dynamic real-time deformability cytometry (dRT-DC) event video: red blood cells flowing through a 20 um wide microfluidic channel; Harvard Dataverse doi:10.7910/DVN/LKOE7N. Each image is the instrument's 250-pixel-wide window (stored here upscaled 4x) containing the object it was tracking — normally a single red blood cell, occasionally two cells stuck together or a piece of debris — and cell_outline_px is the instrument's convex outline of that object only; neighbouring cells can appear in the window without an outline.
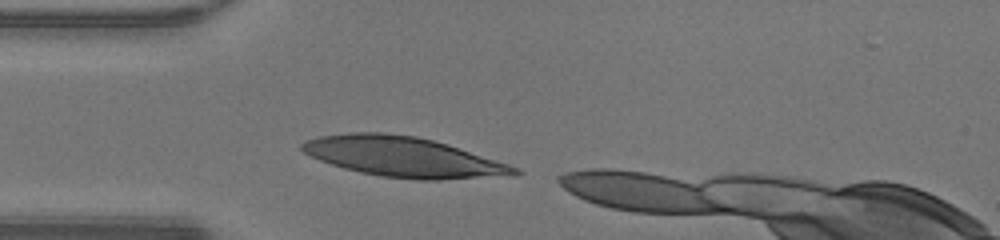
{"species": "human", "species_latin": "Homo sapiens", "temperature_condition": "warm", "stored_images_in_passage": 6, "camera_frame_rate_fps": 3000, "um_per_image_px": 0.085, "donor": {"sex": "male"}, "frame": {"image": 1, "passage_image": 1, "time_ms": 0.0, "image_size_px": [1000, 240], "cell_outline_px": [[524, 172], [516, 176], [440, 180], [416, 180], [380, 176], [360, 172], [344, 168], [320, 160], [304, 152], [300, 148], [300, 144], [304, 140], [320, 136], [352, 132], [380, 132], [416, 136], [448, 144], [520, 168]], "centroid_in_image_um": [34.34, 13.35], "position_along_channel_um": 50.7, "area_um2": 49.88}}
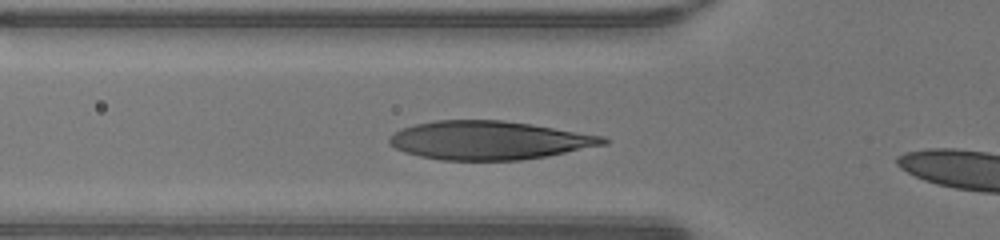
{"frame": {"image": 2, "passage_image": 4, "time_ms": 1.0, "image_size_px": [1000, 240], "cell_outline_px": [[608, 144], [544, 156], [520, 160], [440, 160], [420, 156], [404, 152], [388, 144], [388, 136], [392, 132], [400, 128], [416, 124], [436, 120], [504, 120], [532, 124], [604, 136], [608, 140]], "centroid_in_image_um": [41.52, 11.92], "position_along_channel_um": 84.3, "area_um2": 48.15}}